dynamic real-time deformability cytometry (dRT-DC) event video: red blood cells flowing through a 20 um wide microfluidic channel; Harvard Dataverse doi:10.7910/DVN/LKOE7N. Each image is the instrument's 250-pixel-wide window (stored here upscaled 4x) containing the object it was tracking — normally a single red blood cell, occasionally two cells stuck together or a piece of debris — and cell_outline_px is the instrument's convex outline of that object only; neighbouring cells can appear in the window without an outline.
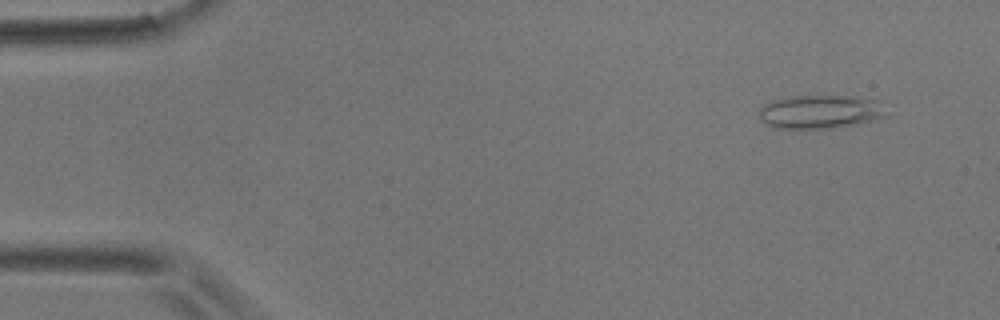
{"species": "common noctule bat (a hibernating species)", "species_latin": "Nyctalus noctula", "temperature_condition": "room temperature", "stored_images_in_passage": 5, "camera_frame_rate_fps": 3000, "um_per_image_px": 0.085, "animal": {"sex": "male", "body_mass_g": 17.9}, "frame": {"image": 1, "passage_image": 1, "time_ms": 0.0, "image_size_px": [1000, 320], "cell_outline_px": [[888, 116], [872, 120], [832, 128], [772, 128], [760, 116], [760, 108], [764, 104], [780, 96], [860, 96], [880, 100]], "centroid_in_image_um": [69.74, 9.47], "position_along_channel_um": 15.3, "area_um2": 25.03}}
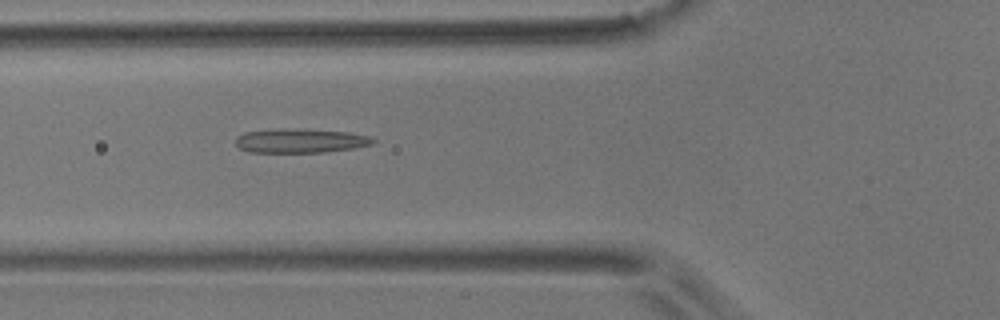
{"frame": {"image": 2, "passage_image": 5, "time_ms": 5.333, "image_size_px": [1000, 320], "cell_outline_px": [[376, 144], [356, 148], [324, 152], [248, 152], [240, 148], [236, 144], [236, 136], [244, 132], [292, 128], [348, 132], [372, 136], [376, 140]], "centroid_in_image_um": [25.6, 11.97], "position_along_channel_um": 100.2, "area_um2": 19.48}}